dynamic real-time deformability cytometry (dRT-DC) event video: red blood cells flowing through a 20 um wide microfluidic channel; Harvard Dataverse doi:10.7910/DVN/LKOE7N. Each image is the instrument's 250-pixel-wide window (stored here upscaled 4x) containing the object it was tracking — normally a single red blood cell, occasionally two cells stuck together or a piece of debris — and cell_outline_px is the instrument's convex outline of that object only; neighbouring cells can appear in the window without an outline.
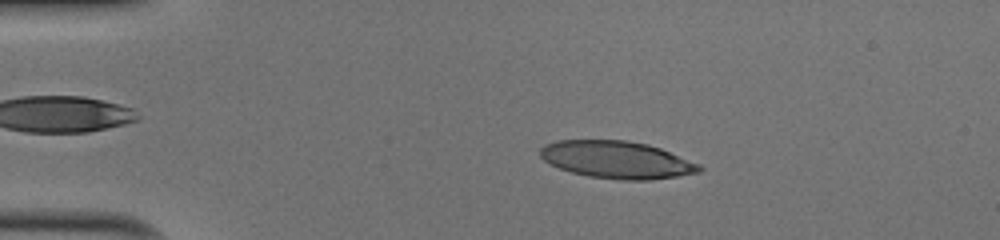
{"species": "human", "species_latin": "Homo sapiens", "temperature_condition": "cold", "stored_images_in_passage": 49, "camera_frame_rate_fps": 3000, "um_per_image_px": 0.085, "donor": {"sex": "male"}, "frame": {"image": 1, "passage_image": 9, "time_ms": 2.667, "image_size_px": [1000, 240], "cell_outline_px": [[704, 168], [700, 172], [676, 176], [648, 180], [624, 180], [588, 176], [572, 172], [560, 168], [544, 160], [540, 156], [540, 148], [544, 144], [556, 140], [624, 140], [648, 144], [660, 148], [700, 164]], "centroid_in_image_um": [52.43, 13.57], "position_along_channel_um": 32.6, "area_um2": 34.51}}
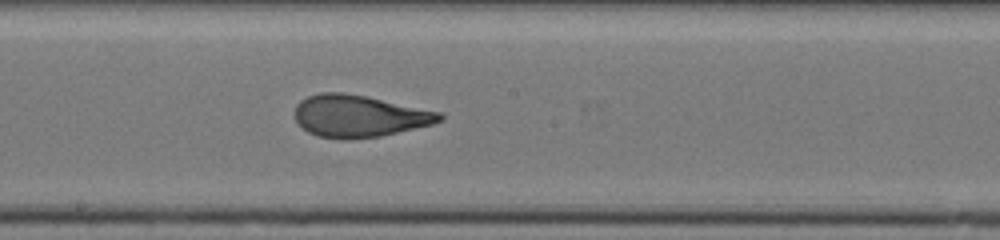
{"frame": {"image": 2, "passage_image": 27, "time_ms": 8.667, "image_size_px": [1000, 240], "cell_outline_px": [[444, 120], [432, 124], [380, 136], [348, 140], [340, 140], [316, 136], [308, 132], [296, 120], [296, 104], [300, 100], [308, 96], [320, 92], [344, 92], [368, 96], [440, 112], [444, 116]], "centroid_in_image_um": [30.51, 9.86], "position_along_channel_um": 217.7, "area_um2": 35.6}}
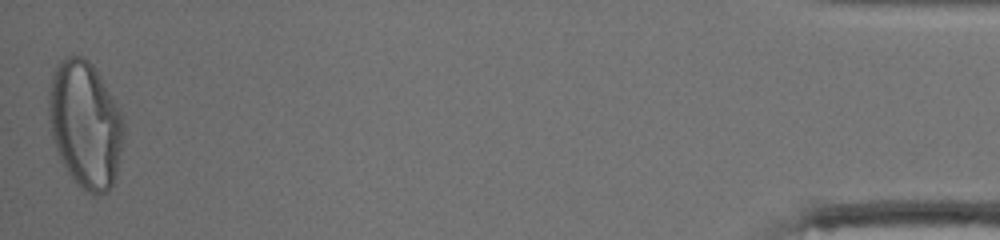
{"frame": {"image": 3, "passage_image": 49, "time_ms": 16.0, "image_size_px": [1000, 240], "cell_outline_px": [[124, 136], [116, 176], [108, 192], [88, 192], [76, 184], [72, 180], [56, 148], [52, 136], [48, 116], [48, 92], [52, 72], [56, 64], [60, 60], [68, 56], [80, 56], [88, 60], [92, 64], [120, 108], [124, 120]], "centroid_in_image_um": [7.24, 10.54], "position_along_channel_um": 428.0, "area_um2": 55.49}, "authors_computed_cell_mechanics": {"area_um2": 35.4314, "velocity_mm_per_s": 4.045, "shape_relaxation_time_tau1_ms": 5.4434, "shape_relaxation_time_tau2_ms": 0.9639, "deformation_change_tau1": 0.2593, "deformation_change_tau2": 0.0898}}